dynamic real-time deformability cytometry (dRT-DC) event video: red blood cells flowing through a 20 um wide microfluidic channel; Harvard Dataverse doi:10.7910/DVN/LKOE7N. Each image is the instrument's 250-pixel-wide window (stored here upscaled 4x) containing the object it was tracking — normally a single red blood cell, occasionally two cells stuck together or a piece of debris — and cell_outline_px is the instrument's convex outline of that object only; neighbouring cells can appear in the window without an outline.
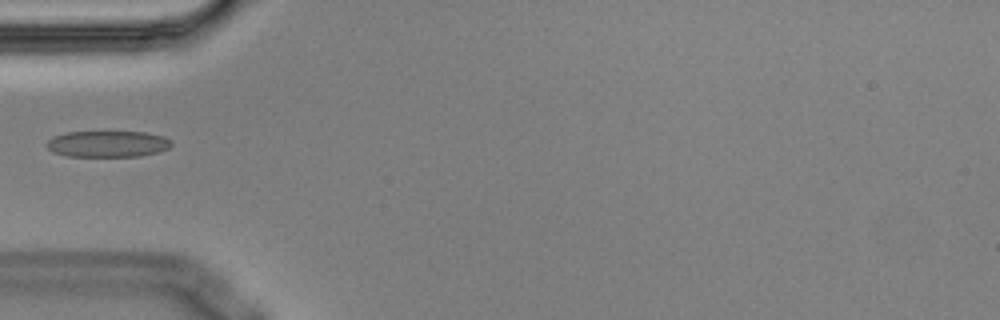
{"species": "Egyptian fruit bat (a non-hibernating species)", "species_latin": "Rousettus aegyptiacus", "temperature_condition": "cold", "stored_images_in_passage": 3, "camera_frame_rate_fps": 3000, "um_per_image_px": 0.085, "animal": {"sex": "male"}, "frame": {"image": 1, "passage_image": 3, "time_ms": 0.667, "image_size_px": [1000, 320], "cell_outline_px": [[172, 144], [168, 148], [160, 152], [140, 156], [64, 156], [52, 152], [44, 144], [52, 136], [64, 132], [144, 132], [164, 136], [172, 140]], "centroid_in_image_um": [9.13, 12.23], "position_along_channel_um": 75.9, "area_um2": 19.36}}